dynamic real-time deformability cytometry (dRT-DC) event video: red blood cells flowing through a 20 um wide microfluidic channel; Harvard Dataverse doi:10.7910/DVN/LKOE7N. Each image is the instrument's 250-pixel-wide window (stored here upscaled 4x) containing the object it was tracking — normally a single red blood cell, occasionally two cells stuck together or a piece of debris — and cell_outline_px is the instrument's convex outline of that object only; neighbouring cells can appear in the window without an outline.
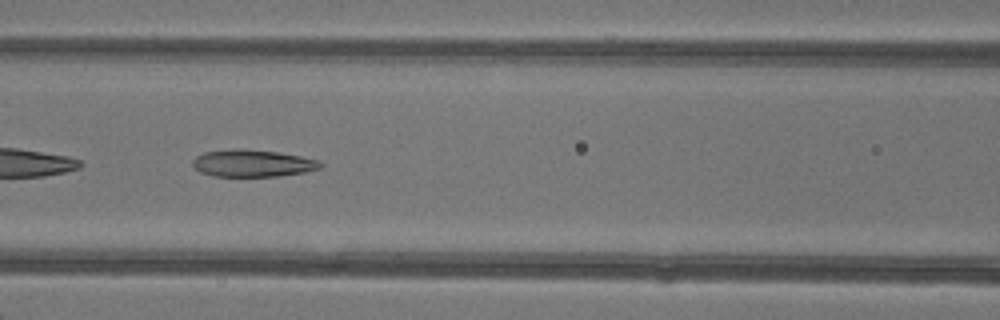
{"species": "common noctule bat (a hibernating species)", "species_latin": "Nyctalus noctula", "temperature_condition": "warm", "stored_images_in_passage": 7, "camera_frame_rate_fps": 3000, "um_per_image_px": 0.085, "animal": {"sex": "female"}, "frame": {"image": 1, "passage_image": 6, "time_ms": 6.667, "image_size_px": [1000, 320], "cell_outline_px": [[324, 164], [320, 168], [304, 172], [280, 176], [212, 176], [200, 172], [192, 164], [192, 160], [196, 156], [204, 152], [240, 148], [276, 152], [300, 156], [320, 160]], "centroid_in_image_um": [21.47, 13.88], "position_along_channel_um": 145.1, "area_um2": 20.17}}
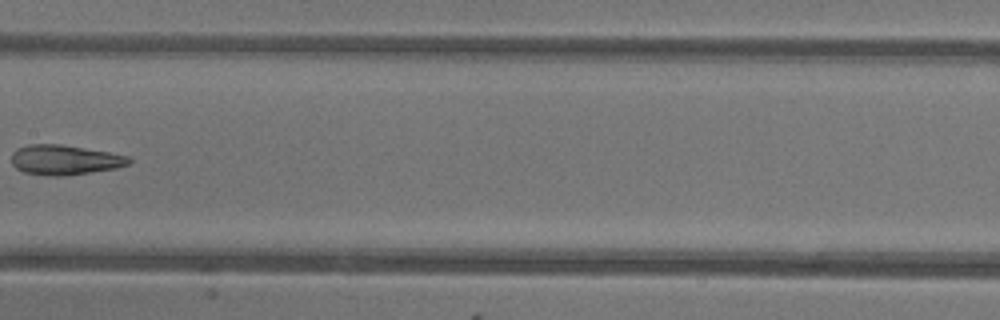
{"frame": {"image": 2, "passage_image": 7, "time_ms": 8.0, "image_size_px": [1000, 320], "cell_outline_px": [[132, 160], [128, 164], [116, 168], [64, 176], [48, 176], [24, 172], [16, 168], [12, 164], [12, 152], [16, 148], [28, 144], [60, 144], [108, 152], [128, 156]], "centroid_in_image_um": [5.46, 13.59], "position_along_channel_um": 201.9, "area_um2": 20.4}}